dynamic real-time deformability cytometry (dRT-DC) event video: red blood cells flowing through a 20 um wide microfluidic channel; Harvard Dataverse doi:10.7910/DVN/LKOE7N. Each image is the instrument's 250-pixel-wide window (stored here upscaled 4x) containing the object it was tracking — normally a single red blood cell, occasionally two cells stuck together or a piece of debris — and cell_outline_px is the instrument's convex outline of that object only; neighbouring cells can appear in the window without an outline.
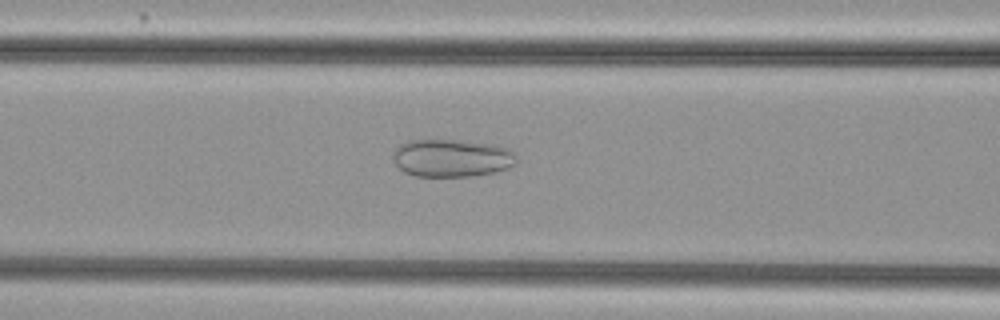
{"species": "common noctule bat (a hibernating species)", "species_latin": "Nyctalus noctula", "temperature_condition": "cold", "stored_images_in_passage": 39, "camera_frame_rate_fps": 3000, "um_per_image_px": 0.085, "animal": {"sex": "female", "body_mass_g": 29.2, "forearm_length_mm": 56.3}, "frame": {"image": 1, "passage_image": 8, "time_ms": 2.333, "image_size_px": [1000, 320], "cell_outline_px": [[516, 164], [508, 168], [496, 172], [472, 176], [416, 176], [404, 172], [396, 164], [392, 156], [396, 148], [400, 144], [408, 140], [460, 140], [496, 144], [508, 148], [516, 156]], "centroid_in_image_um": [38.42, 13.43], "position_along_channel_um": 128.2, "area_um2": 27.34}}
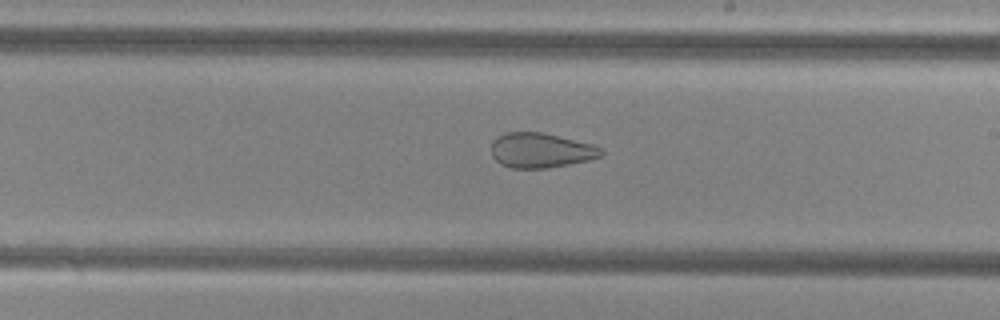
{"frame": {"image": 2, "passage_image": 17, "time_ms": 5.333, "image_size_px": [1000, 320], "cell_outline_px": [[604, 152], [600, 156], [588, 160], [548, 168], [512, 168], [500, 164], [492, 156], [492, 140], [496, 136], [504, 132], [540, 132], [592, 144], [604, 148]], "centroid_in_image_um": [45.94, 12.78], "position_along_channel_um": 243.1, "area_um2": 22.31}}
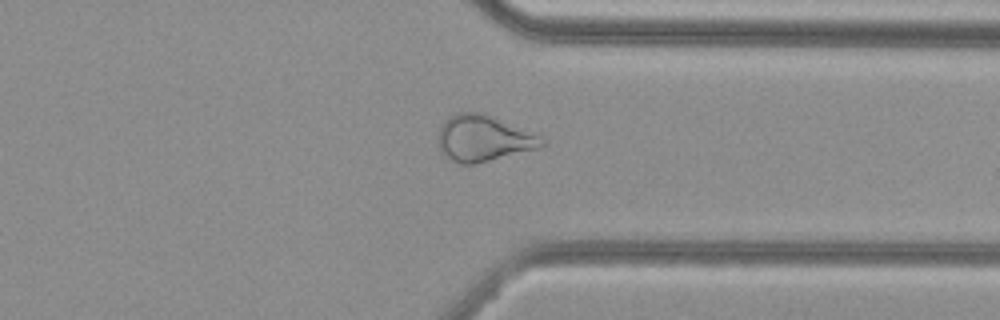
{"frame": {"image": 3, "passage_image": 27, "time_ms": 8.667, "image_size_px": [1000, 320], "cell_outline_px": [[544, 144], [540, 148], [476, 164], [460, 164], [444, 156], [440, 152], [436, 140], [440, 128], [444, 120], [456, 112], [484, 112], [540, 136], [544, 140]], "centroid_in_image_um": [41.05, 11.76], "position_along_channel_um": 370.4, "area_um2": 28.15}, "authors_computed_cell_mechanics": {"area_um2": 28.0908, "velocity_mm_per_s": 3.8315, "shape_relaxation_time_tau1_ms": null, "shape_relaxation_time_tau2_ms": 2.0763, "deformation_change_tau1": null, "deformation_change_tau2": 0.0923}}